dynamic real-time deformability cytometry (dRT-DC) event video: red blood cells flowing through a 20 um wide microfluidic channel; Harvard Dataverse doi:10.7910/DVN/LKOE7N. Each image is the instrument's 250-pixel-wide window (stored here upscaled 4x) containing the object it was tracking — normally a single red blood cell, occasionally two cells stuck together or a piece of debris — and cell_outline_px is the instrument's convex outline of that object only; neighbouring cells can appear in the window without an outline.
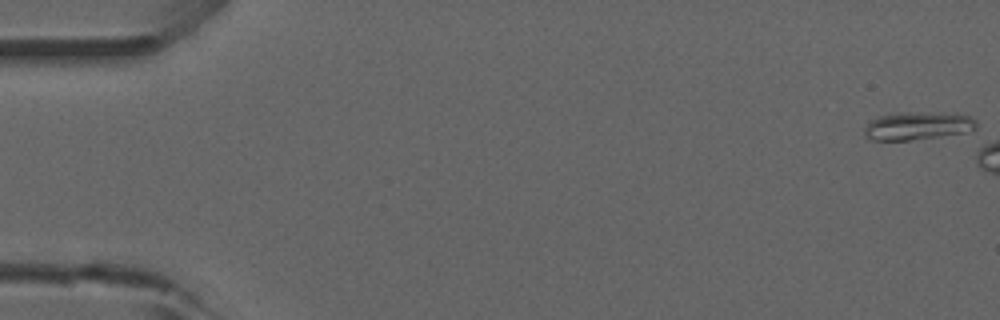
{"species": "common noctule bat (a hibernating species)", "species_latin": "Nyctalus noctula", "temperature_condition": "room temperature", "stored_images_in_passage": 6, "camera_frame_rate_fps": 3000, "um_per_image_px": 0.085, "animal": {"sex": "male", "forearm_length_mm": 52.5}, "frame": {"image": 1, "passage_image": 1, "time_ms": 0.0, "image_size_px": [1000, 320], "cell_outline_px": [[976, 128], [964, 132], [940, 136], [912, 140], [872, 140], [864, 136], [864, 128], [876, 116], [896, 112], [956, 112], [972, 116], [976, 120]], "centroid_in_image_um": [78.01, 10.66], "position_along_channel_um": 7.0, "area_um2": 18.67}}